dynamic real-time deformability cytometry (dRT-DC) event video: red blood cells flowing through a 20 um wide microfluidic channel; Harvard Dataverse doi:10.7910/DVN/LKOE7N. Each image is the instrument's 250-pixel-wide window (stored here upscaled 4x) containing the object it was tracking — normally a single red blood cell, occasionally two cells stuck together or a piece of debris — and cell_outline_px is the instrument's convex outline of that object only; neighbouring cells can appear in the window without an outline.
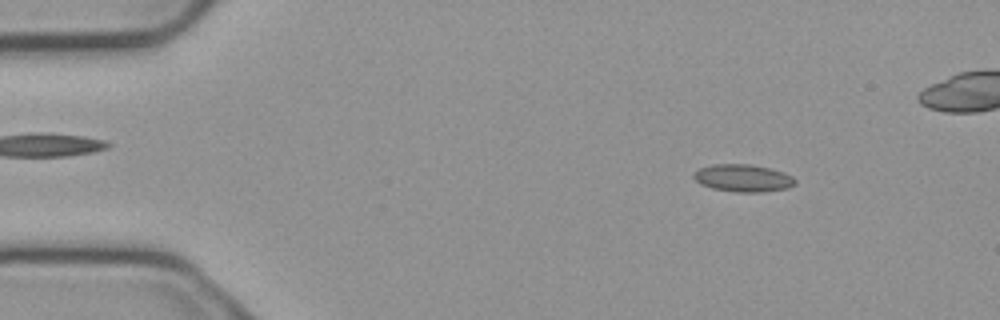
{"species": "common noctule bat (a hibernating species)", "species_latin": "Nyctalus noctula", "temperature_condition": "cold", "stored_images_in_passage": 8, "camera_frame_rate_fps": 3000, "um_per_image_px": 0.085, "animal": {"sex": "male", "body_mass_g": 23.1, "forearm_length_mm": 52.7}, "frame": {"image": 1, "passage_image": 1, "time_ms": 0.0, "image_size_px": [1000, 320], "cell_outline_px": [[796, 184], [788, 188], [760, 192], [736, 192], [712, 188], [700, 184], [692, 176], [692, 172], [700, 168], [712, 164], [752, 164], [772, 168], [784, 172], [792, 176], [796, 180]], "centroid_in_image_um": [63.16, 15.12], "position_along_channel_um": 21.8, "area_um2": 16.42}}
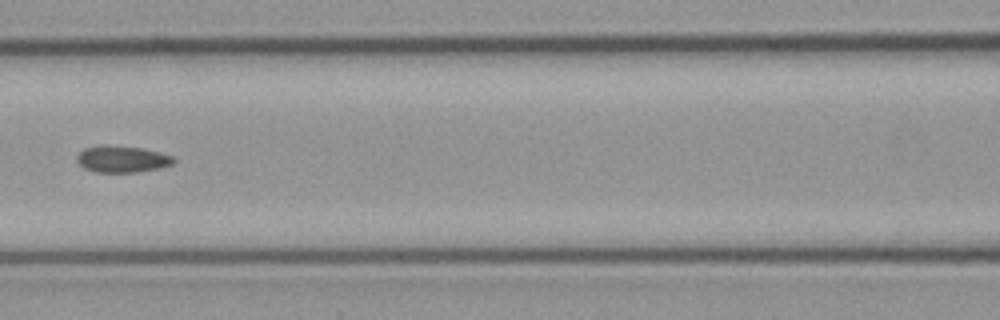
{"frame": {"image": 2, "passage_image": 5, "time_ms": 1.333, "image_size_px": [1000, 320], "cell_outline_px": [[176, 160], [172, 164], [156, 168], [136, 172], [96, 172], [84, 168], [76, 160], [76, 156], [84, 148], [140, 148], [172, 156]], "centroid_in_image_um": [10.38, 13.58], "position_along_channel_um": 156.2, "area_um2": 13.99}}
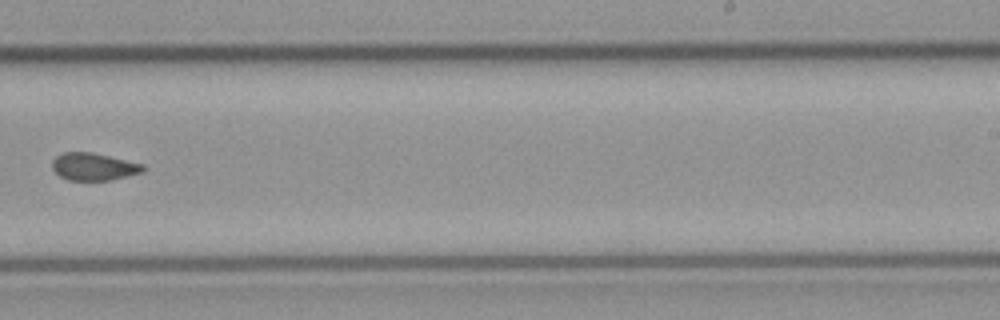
{"frame": {"image": 3, "passage_image": 8, "time_ms": 2.333, "image_size_px": [1000, 320], "cell_outline_px": [[148, 168], [144, 172], [112, 180], [68, 180], [60, 176], [52, 168], [52, 160], [56, 156], [64, 152], [92, 152], [144, 164]], "centroid_in_image_um": [8.01, 14.17], "position_along_channel_um": 281.0, "area_um2": 14.68}}